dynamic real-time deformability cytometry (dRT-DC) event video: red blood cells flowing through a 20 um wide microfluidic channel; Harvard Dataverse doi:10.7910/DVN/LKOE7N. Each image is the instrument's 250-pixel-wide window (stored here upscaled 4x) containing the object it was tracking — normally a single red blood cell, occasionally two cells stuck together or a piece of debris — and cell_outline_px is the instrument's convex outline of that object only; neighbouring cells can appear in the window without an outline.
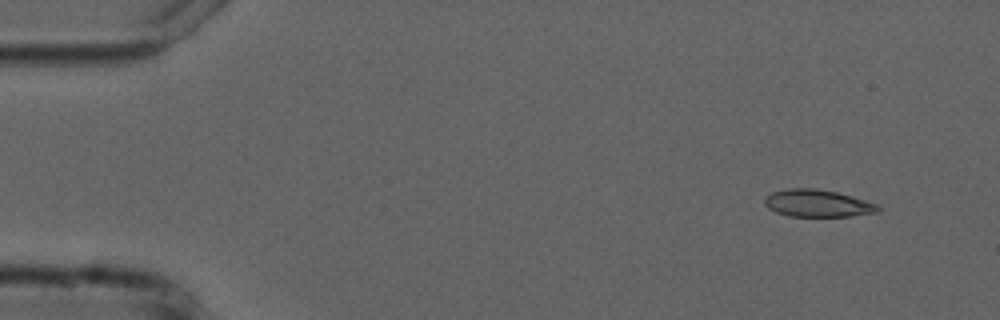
{"species": "common noctule bat (a hibernating species)", "species_latin": "Nyctalus noctula", "temperature_condition": "cold", "stored_images_in_passage": 6, "camera_frame_rate_fps": 3000, "um_per_image_px": 0.085, "animal": {"sex": "male", "forearm_length_mm": 52.5}, "frame": {"image": 1, "passage_image": 2, "time_ms": 1.333, "image_size_px": [1000, 320], "cell_outline_px": [[880, 212], [848, 216], [788, 216], [776, 212], [768, 208], [764, 204], [764, 196], [772, 192], [788, 188], [816, 188], [836, 192], [852, 196], [876, 204], [880, 208]], "centroid_in_image_um": [69.45, 17.27], "position_along_channel_um": 15.5, "area_um2": 18.03}}
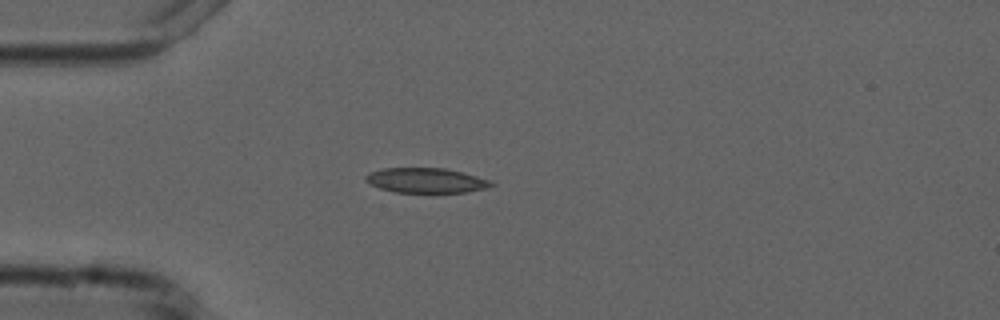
{"frame": {"image": 2, "passage_image": 5, "time_ms": 4.667, "image_size_px": [1000, 320], "cell_outline_px": [[496, 184], [488, 188], [468, 192], [396, 192], [380, 188], [364, 180], [364, 176], [372, 172], [384, 168], [444, 168], [476, 176], [488, 180]], "centroid_in_image_um": [36.23, 15.34], "position_along_channel_um": 48.8, "area_um2": 17.98}}